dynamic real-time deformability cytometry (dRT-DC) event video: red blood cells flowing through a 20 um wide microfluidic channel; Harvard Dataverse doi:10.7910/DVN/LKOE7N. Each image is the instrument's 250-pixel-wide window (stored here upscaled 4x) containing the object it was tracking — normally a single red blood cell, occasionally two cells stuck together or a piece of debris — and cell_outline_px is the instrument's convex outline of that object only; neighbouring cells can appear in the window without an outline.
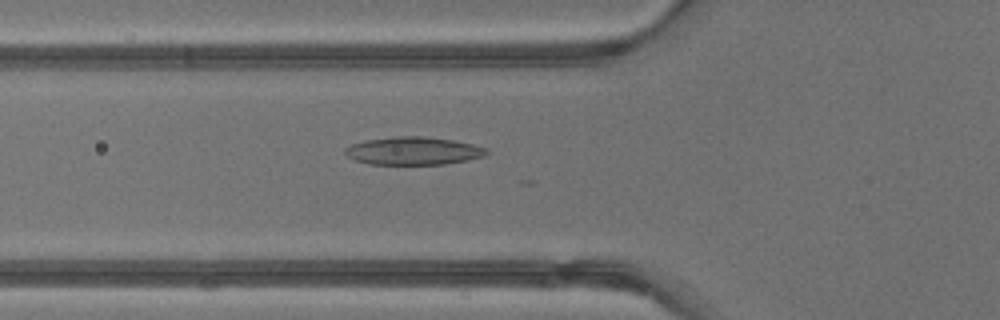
{"species": "common noctule bat (a hibernating species)", "species_latin": "Nyctalus noctula", "temperature_condition": "warm", "stored_images_in_passage": 33, "camera_frame_rate_fps": 3000, "um_per_image_px": 0.085, "animal": {"sex": "male", "body_mass_g": 13.3}, "frame": {"image": 1, "passage_image": 12, "time_ms": 3.667, "image_size_px": [1000, 320], "cell_outline_px": [[488, 152], [484, 156], [468, 160], [444, 164], [368, 164], [356, 160], [348, 156], [344, 152], [344, 148], [352, 144], [364, 140], [396, 136], [424, 136], [452, 140], [472, 144], [488, 148]], "centroid_in_image_um": [35.13, 12.82], "position_along_channel_um": 90.7, "area_um2": 23.0}}
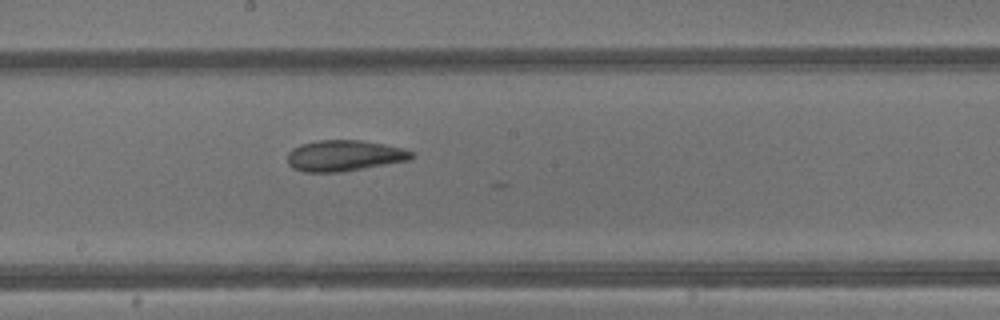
{"frame": {"image": 2, "passage_image": 20, "time_ms": 6.333, "image_size_px": [1000, 320], "cell_outline_px": [[412, 156], [408, 160], [340, 172], [304, 172], [292, 168], [288, 164], [288, 152], [292, 148], [300, 144], [316, 140], [360, 140], [384, 144], [404, 148], [412, 152]], "centroid_in_image_um": [29.2, 13.22], "position_along_channel_um": 219.0, "area_um2": 22.31}}
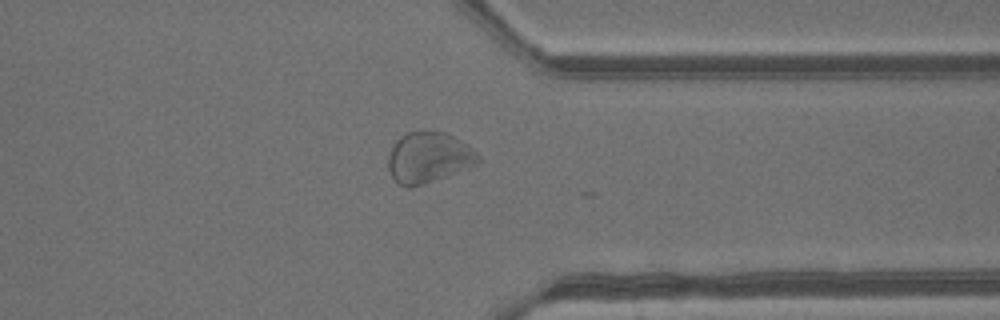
{"frame": {"image": 3, "passage_image": 30, "time_ms": 9.667, "image_size_px": [1000, 320], "cell_outline_px": [[480, 164], [408, 188], [400, 184], [392, 176], [388, 168], [388, 156], [396, 140], [400, 136], [408, 132], [444, 132], [468, 144], [480, 156]], "centroid_in_image_um": [36.45, 13.38], "position_along_channel_um": 375.0, "area_um2": 26.13}, "authors_computed_cell_mechanics": {"area_um2": 23.698, "velocity_mm_per_s": 4.8114, "shape_relaxation_time_tau1_ms": null, "shape_relaxation_time_tau2_ms": 1.1978, "deformation_change_tau1": null, "deformation_change_tau2": 0.0664}}